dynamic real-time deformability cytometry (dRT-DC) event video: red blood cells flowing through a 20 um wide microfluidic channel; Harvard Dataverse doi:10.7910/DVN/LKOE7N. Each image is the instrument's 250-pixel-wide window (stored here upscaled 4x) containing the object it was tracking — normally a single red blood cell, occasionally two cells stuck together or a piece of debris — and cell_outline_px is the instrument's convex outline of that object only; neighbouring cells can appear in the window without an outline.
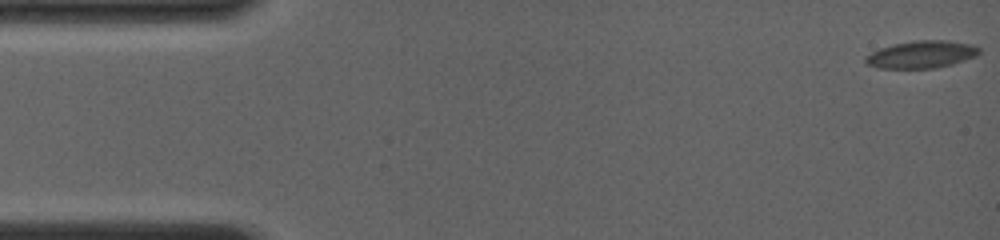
{"species": "common noctule bat (a hibernating species)", "species_latin": "Nyctalus noctula", "temperature_condition": "room temperature", "stored_images_in_passage": 51, "camera_frame_rate_fps": 4000, "um_per_image_px": 0.085, "animal": {"sex": "female", "body_mass_g": 19.0, "forearm_length_mm": 56.7}, "frame": {"image": 1, "passage_image": 1, "time_ms": 0.0, "image_size_px": [1000, 240], "cell_outline_px": [[980, 52], [972, 56], [948, 64], [932, 68], [876, 68], [868, 64], [864, 60], [864, 56], [880, 48], [892, 44], [912, 40], [948, 40], [968, 44], [980, 48]], "centroid_in_image_um": [78.22, 4.61], "position_along_channel_um": 6.8, "area_um2": 17.74}}
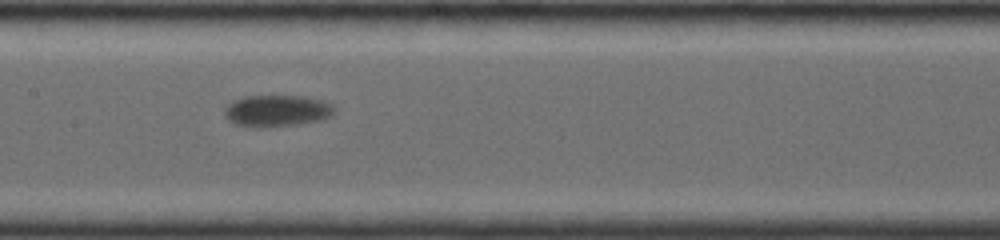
{"frame": {"image": 2, "passage_image": 21, "time_ms": 8.0, "image_size_px": [1000, 240], "cell_outline_px": [[336, 108], [332, 116], [320, 120], [296, 124], [256, 128], [236, 124], [228, 120], [224, 116], [224, 108], [232, 100], [244, 96], [304, 96], [324, 100], [332, 104]], "centroid_in_image_um": [23.53, 9.41], "position_along_channel_um": 183.9, "area_um2": 20.46}}
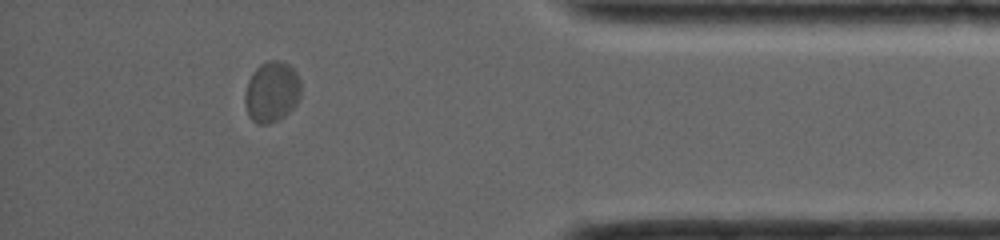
{"frame": {"image": 3, "passage_image": 42, "time_ms": 14.5, "image_size_px": [1000, 240], "cell_outline_px": [[300, 96], [296, 104], [284, 116], [268, 124], [260, 124], [252, 120], [248, 116], [244, 104], [244, 92], [248, 80], [252, 72], [260, 64], [268, 60], [280, 60], [288, 64], [296, 72], [300, 80]], "centroid_in_image_um": [23.07, 7.79], "position_along_channel_um": 412.1, "area_um2": 20.0}, "authors_computed_cell_mechanics": {"area_um2": 18.6694, "velocity_mm_per_s": 3.8494, "shape_relaxation_time_tau1_ms": 1.2364, "shape_relaxation_time_tau2_ms": null, "deformation_change_tau1": 0.0287, "deformation_change_tau2": null}}